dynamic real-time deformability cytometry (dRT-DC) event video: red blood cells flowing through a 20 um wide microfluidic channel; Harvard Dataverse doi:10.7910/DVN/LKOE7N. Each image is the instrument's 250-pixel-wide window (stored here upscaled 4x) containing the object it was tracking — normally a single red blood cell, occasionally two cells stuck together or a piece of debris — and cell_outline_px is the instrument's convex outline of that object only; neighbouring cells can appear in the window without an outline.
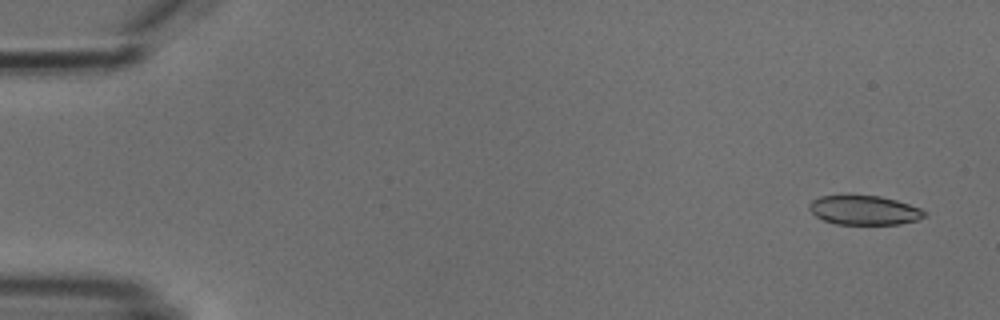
{"species": "common noctule bat (a hibernating species)", "species_latin": "Nyctalus noctula", "temperature_condition": "cold", "stored_images_in_passage": 5, "camera_frame_rate_fps": 3000, "um_per_image_px": 0.085, "animal": {"sex": "male", "body_mass_g": 18.8}, "frame": {"image": 1, "passage_image": 1, "time_ms": 0.0, "image_size_px": [1000, 320], "cell_outline_px": [[928, 212], [924, 216], [916, 220], [900, 224], [836, 224], [824, 220], [816, 216], [808, 208], [808, 204], [812, 200], [820, 196], [848, 192], [880, 196], [896, 200], [920, 208]], "centroid_in_image_um": [73.4, 17.81], "position_along_channel_um": 11.6, "area_um2": 20.35}}
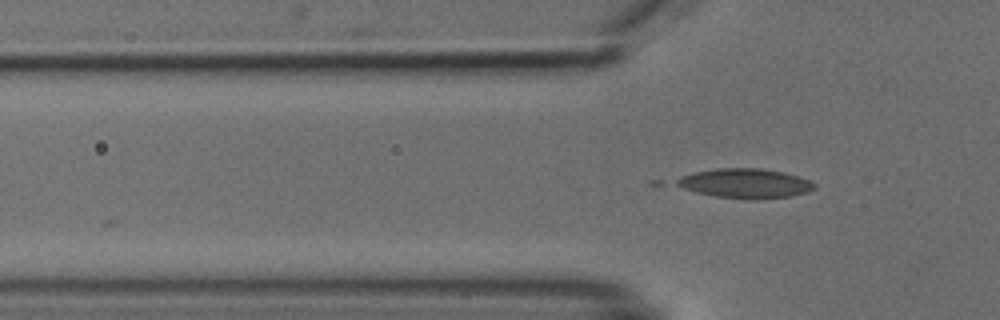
{"frame": {"image": 2, "passage_image": 5, "time_ms": 4.667, "image_size_px": [1000, 320], "cell_outline_px": [[816, 188], [808, 192], [792, 196], [756, 200], [752, 200], [712, 196], [696, 192], [684, 188], [676, 184], [672, 180], [680, 176], [696, 172], [716, 168], [760, 168], [784, 172], [808, 180], [816, 184]], "centroid_in_image_um": [63.33, 15.6], "position_along_channel_um": 62.5, "area_um2": 23.93}}